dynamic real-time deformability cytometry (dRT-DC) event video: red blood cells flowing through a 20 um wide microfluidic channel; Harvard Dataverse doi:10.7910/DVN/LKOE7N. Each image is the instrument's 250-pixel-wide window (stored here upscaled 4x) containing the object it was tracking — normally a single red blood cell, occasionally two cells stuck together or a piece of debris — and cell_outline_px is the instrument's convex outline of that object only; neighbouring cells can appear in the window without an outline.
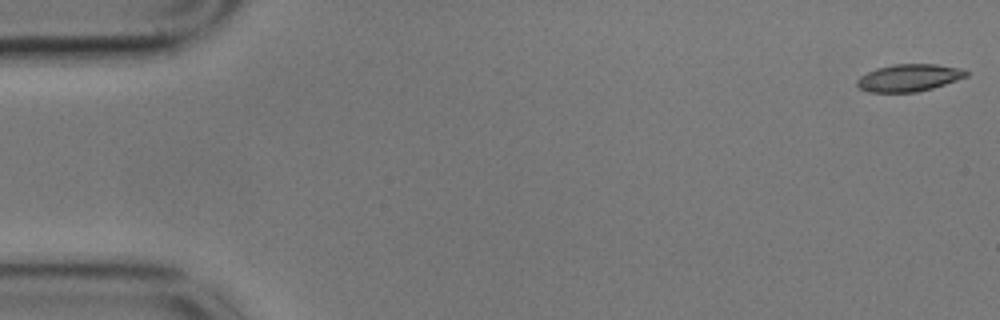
{"species": "common noctule bat (a hibernating species)", "species_latin": "Nyctalus noctula", "temperature_condition": "cold", "stored_images_in_passage": 56, "camera_frame_rate_fps": 3000, "um_per_image_px": 0.085, "animal": {"sex": "male", "body_mass_g": 17.9}, "frame": {"image": 1, "passage_image": 1, "time_ms": 0.0, "image_size_px": [1000, 320], "cell_outline_px": [[968, 76], [932, 88], [916, 92], [868, 92], [860, 88], [856, 84], [856, 80], [860, 76], [876, 68], [892, 64], [936, 64], [960, 68], [968, 72]], "centroid_in_image_um": [77.24, 6.6], "position_along_channel_um": 7.8, "area_um2": 17.28}}
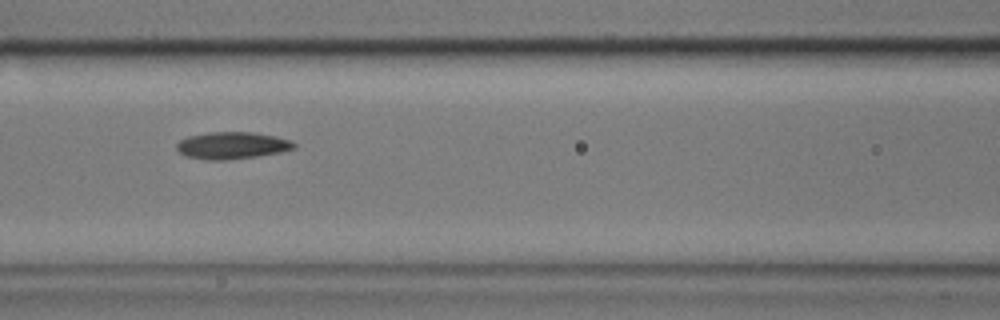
{"frame": {"image": 2, "passage_image": 24, "time_ms": 7.667, "image_size_px": [1000, 320], "cell_outline_px": [[296, 148], [280, 152], [256, 156], [228, 160], [204, 160], [184, 156], [176, 148], [176, 144], [180, 140], [188, 136], [208, 132], [252, 132], [276, 136], [292, 140], [296, 144]], "centroid_in_image_um": [19.72, 12.36], "position_along_channel_um": 146.9, "area_um2": 18.67}}
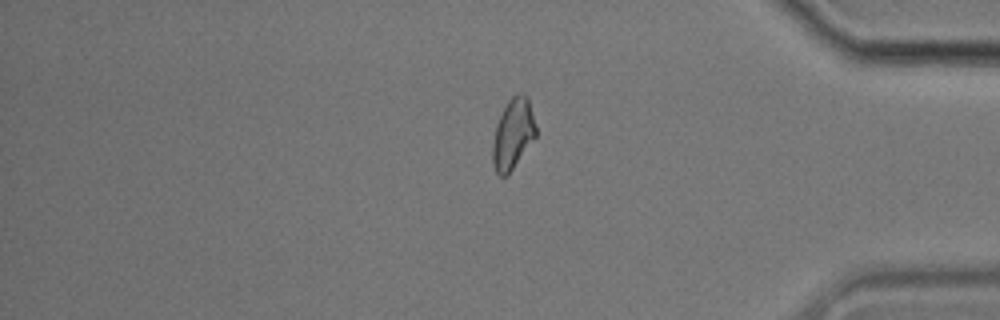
{"frame": {"image": 3, "passage_image": 47, "time_ms": 15.333, "image_size_px": [1000, 320], "cell_outline_px": [[536, 136], [508, 176], [500, 176], [496, 172], [492, 164], [492, 144], [496, 124], [508, 100], [512, 96], [520, 92], [524, 92], [528, 96], [536, 128]], "centroid_in_image_um": [43.59, 11.39], "position_along_channel_um": 391.6, "area_um2": 17.92}, "authors_computed_cell_mechanics": {"area_um2": 18.1781, "velocity_mm_per_s": 3.5222, "shape_relaxation_time_tau1_ms": 4.3894, "shape_relaxation_time_tau2_ms": 5.0054, "deformation_change_tau1": 0.1447, "deformation_change_tau2": 0.1225}}